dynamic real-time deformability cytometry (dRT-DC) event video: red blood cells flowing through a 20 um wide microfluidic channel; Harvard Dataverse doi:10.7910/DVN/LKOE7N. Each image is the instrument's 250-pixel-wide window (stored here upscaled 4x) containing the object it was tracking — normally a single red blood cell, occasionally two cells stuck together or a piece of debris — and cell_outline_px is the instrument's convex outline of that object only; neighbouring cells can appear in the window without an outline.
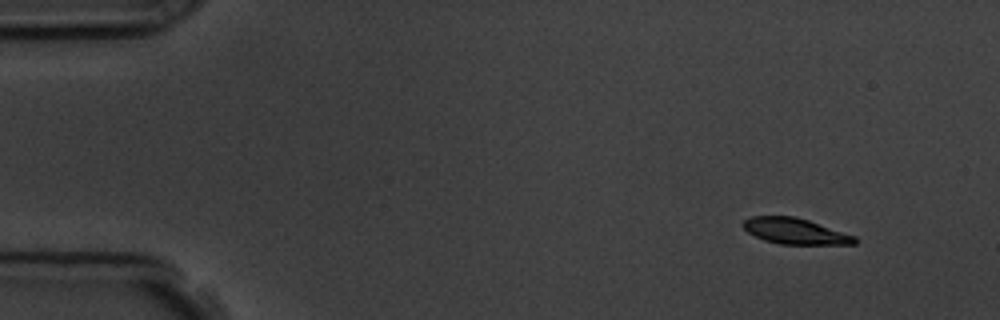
{"species": "common noctule bat (a hibernating species)", "species_latin": "Nyctalus noctula", "temperature_condition": "room temperature", "stored_images_in_passage": 5, "camera_frame_rate_fps": 3000, "um_per_image_px": 0.085, "animal": {"sex": "male", "body_mass_g": 19.5, "forearm_length_mm": 54.6}, "frame": {"image": 1, "passage_image": 1, "time_ms": 0.0, "image_size_px": [1000, 320], "cell_outline_px": [[856, 244], [780, 244], [764, 240], [748, 232], [744, 228], [744, 220], [752, 216], [796, 216], [856, 236]], "centroid_in_image_um": [67.6, 19.64], "position_along_channel_um": 17.4, "area_um2": 16.65}}
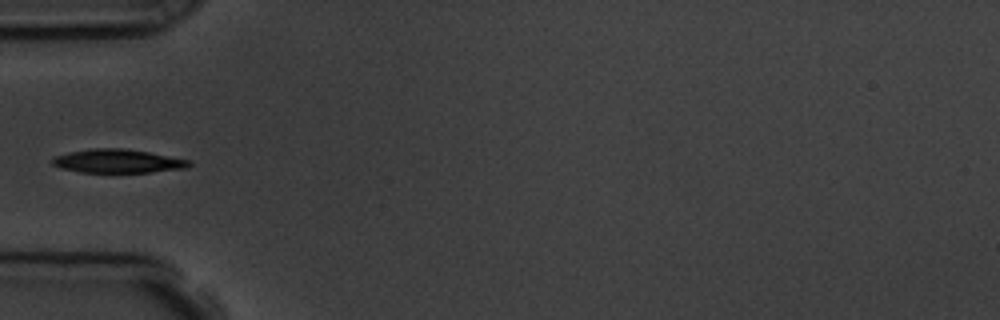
{"frame": {"image": 2, "passage_image": 4, "time_ms": 4.333, "image_size_px": [1000, 320], "cell_outline_px": [[192, 164], [188, 168], [148, 172], [80, 172], [60, 168], [52, 164], [52, 156], [68, 152], [92, 148], [124, 148], [148, 152], [192, 160]], "centroid_in_image_um": [10.01, 13.69], "position_along_channel_um": 75.0, "area_um2": 18.96}}